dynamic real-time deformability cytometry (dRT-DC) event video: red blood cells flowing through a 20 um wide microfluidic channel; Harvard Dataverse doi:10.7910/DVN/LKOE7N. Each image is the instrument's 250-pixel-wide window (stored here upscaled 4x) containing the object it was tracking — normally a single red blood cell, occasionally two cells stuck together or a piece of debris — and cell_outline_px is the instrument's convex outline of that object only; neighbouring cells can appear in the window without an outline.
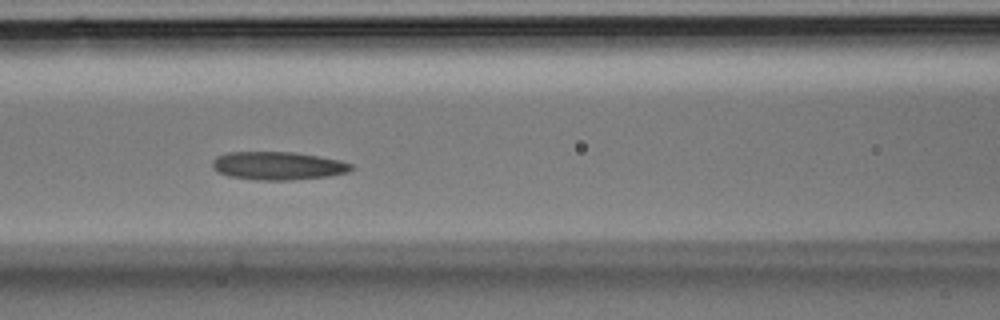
{"species": "Egyptian fruit bat (a non-hibernating species)", "species_latin": "Rousettus aegyptiacus", "temperature_condition": "room temperature", "stored_images_in_passage": 36, "camera_frame_rate_fps": 3000, "um_per_image_px": 0.085, "animal": {"sex": "male"}, "frame": {"image": 1, "passage_image": 16, "time_ms": 5.0, "image_size_px": [1000, 320], "cell_outline_px": [[352, 168], [348, 172], [328, 176], [288, 180], [256, 180], [228, 176], [212, 168], [212, 160], [216, 156], [228, 152], [292, 152], [340, 160], [352, 164]], "centroid_in_image_um": [23.58, 14.09], "position_along_channel_um": 143.0, "area_um2": 22.66}}
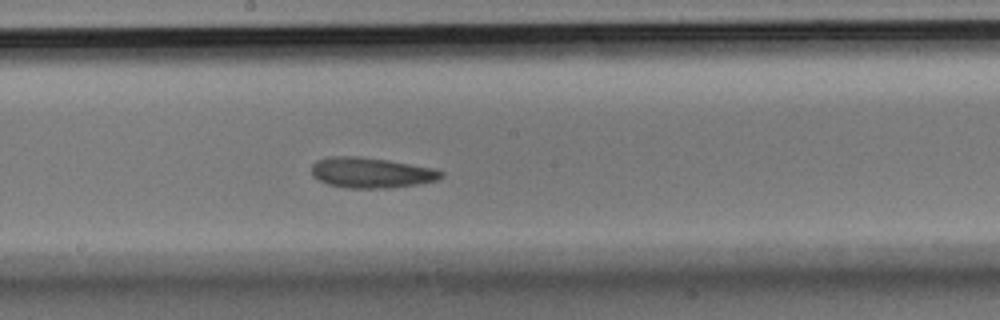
{"frame": {"image": 2, "passage_image": 20, "time_ms": 6.333, "image_size_px": [1000, 320], "cell_outline_px": [[444, 176], [436, 180], [416, 184], [388, 188], [348, 188], [328, 184], [312, 176], [312, 164], [316, 160], [328, 156], [360, 156], [388, 160], [436, 168], [444, 172]], "centroid_in_image_um": [31.55, 14.66], "position_along_channel_um": 216.6, "area_um2": 23.12}}
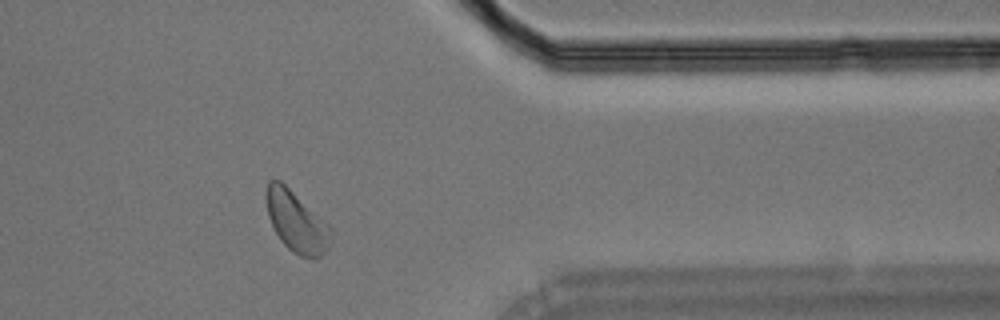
{"frame": {"image": 3, "passage_image": 30, "time_ms": 9.667, "image_size_px": [1000, 320], "cell_outline_px": [[332, 240], [328, 248], [316, 260], [312, 260], [300, 256], [292, 252], [280, 240], [268, 216], [264, 192], [268, 180], [280, 180], [328, 224], [332, 228]], "centroid_in_image_um": [25.2, 18.87], "position_along_channel_um": 386.2, "area_um2": 23.06}}